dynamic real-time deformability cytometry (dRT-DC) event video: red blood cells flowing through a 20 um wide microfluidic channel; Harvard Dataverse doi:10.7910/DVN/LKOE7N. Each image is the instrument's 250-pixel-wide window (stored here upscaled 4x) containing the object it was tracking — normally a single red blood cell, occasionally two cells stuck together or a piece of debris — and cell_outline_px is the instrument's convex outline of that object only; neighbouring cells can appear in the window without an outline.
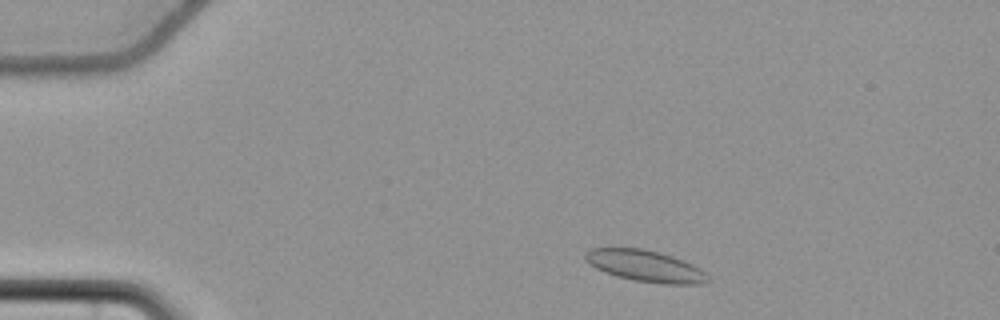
{"species": "common noctule bat (a hibernating species)", "species_latin": "Nyctalus noctula", "temperature_condition": "cold", "stored_images_in_passage": 52, "camera_frame_rate_fps": 3000, "um_per_image_px": 0.085, "animal": {"sex": "female", "body_mass_g": 22.7, "forearm_length_mm": 54.2}, "frame": {"image": 1, "passage_image": 5, "time_ms": 1.333, "image_size_px": [1000, 320], "cell_outline_px": [[712, 280], [704, 284], [664, 284], [636, 280], [616, 276], [604, 272], [588, 264], [584, 260], [584, 252], [592, 248], [640, 248], [660, 252], [684, 260], [700, 268]], "centroid_in_image_um": [54.85, 22.61], "position_along_channel_um": 30.1, "area_um2": 22.66}}
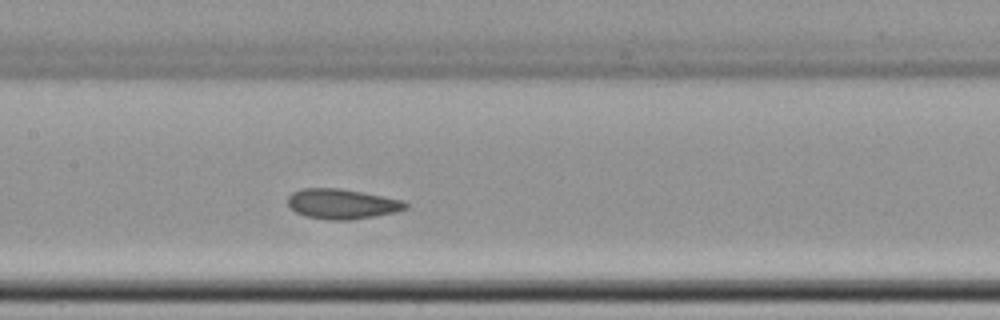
{"frame": {"image": 2, "passage_image": 23, "time_ms": 7.333, "image_size_px": [1000, 320], "cell_outline_px": [[408, 208], [396, 212], [376, 216], [352, 220], [328, 220], [304, 216], [296, 212], [288, 204], [288, 196], [292, 192], [300, 188], [340, 188], [404, 200], [408, 204]], "centroid_in_image_um": [29.08, 17.33], "position_along_channel_um": 178.3, "area_um2": 20.81}}
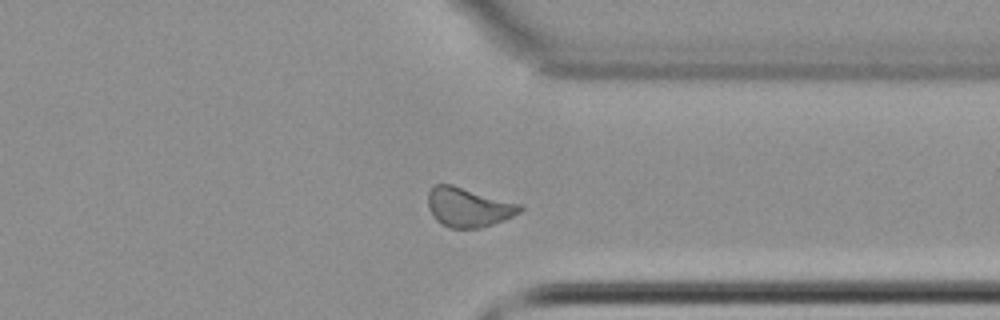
{"frame": {"image": 3, "passage_image": 39, "time_ms": 12.667, "image_size_px": [1000, 320], "cell_outline_px": [[524, 208], [520, 212], [504, 220], [480, 228], [452, 228], [440, 224], [432, 216], [428, 208], [428, 192], [436, 184], [452, 184], [520, 204]], "centroid_in_image_um": [39.79, 17.62], "position_along_channel_um": 371.6, "area_um2": 21.04}, "authors_computed_cell_mechanics": {"area_um2": 20.7791, "velocity_mm_per_s": 3.6298, "shape_relaxation_time_tau1_ms": null, "shape_relaxation_time_tau2_ms": 2.2034, "deformation_change_tau1": null, "deformation_change_tau2": 0.0505}}